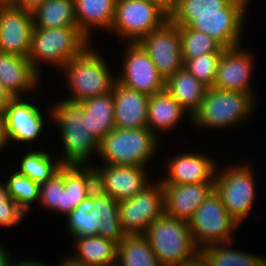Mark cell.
Instances as JSON below:
<instances>
[{"label":"cell","instance_id":"6da1fadb","mask_svg":"<svg viewBox=\"0 0 266 266\" xmlns=\"http://www.w3.org/2000/svg\"><path fill=\"white\" fill-rule=\"evenodd\" d=\"M61 101L49 107V119L58 125L63 156L62 166L94 164L91 155H98L99 141L88 131L86 116L78 102ZM51 117V118H50ZM89 160V161H88Z\"/></svg>","mask_w":266,"mask_h":266},{"label":"cell","instance_id":"7a4b0ae2","mask_svg":"<svg viewBox=\"0 0 266 266\" xmlns=\"http://www.w3.org/2000/svg\"><path fill=\"white\" fill-rule=\"evenodd\" d=\"M89 45L80 55L72 58L61 69L70 94L65 100L81 102L87 98L112 92L117 75L101 54ZM70 95V96H69Z\"/></svg>","mask_w":266,"mask_h":266},{"label":"cell","instance_id":"3957f363","mask_svg":"<svg viewBox=\"0 0 266 266\" xmlns=\"http://www.w3.org/2000/svg\"><path fill=\"white\" fill-rule=\"evenodd\" d=\"M92 43L78 28L66 26L58 28L34 27L28 60L41 75L42 63L59 71L72 58L80 55Z\"/></svg>","mask_w":266,"mask_h":266},{"label":"cell","instance_id":"277c9868","mask_svg":"<svg viewBox=\"0 0 266 266\" xmlns=\"http://www.w3.org/2000/svg\"><path fill=\"white\" fill-rule=\"evenodd\" d=\"M144 236L161 266H186L200 256L186 220L164 213L148 227Z\"/></svg>","mask_w":266,"mask_h":266},{"label":"cell","instance_id":"5b68a950","mask_svg":"<svg viewBox=\"0 0 266 266\" xmlns=\"http://www.w3.org/2000/svg\"><path fill=\"white\" fill-rule=\"evenodd\" d=\"M256 101L247 93L222 91L210 87L199 109L191 116V123L198 130L237 127L245 121H250V117L256 111Z\"/></svg>","mask_w":266,"mask_h":266},{"label":"cell","instance_id":"8992f818","mask_svg":"<svg viewBox=\"0 0 266 266\" xmlns=\"http://www.w3.org/2000/svg\"><path fill=\"white\" fill-rule=\"evenodd\" d=\"M160 138L148 127L124 129L115 127L99 142L98 155L107 165L147 167L160 150Z\"/></svg>","mask_w":266,"mask_h":266},{"label":"cell","instance_id":"52a82bcc","mask_svg":"<svg viewBox=\"0 0 266 266\" xmlns=\"http://www.w3.org/2000/svg\"><path fill=\"white\" fill-rule=\"evenodd\" d=\"M220 170L216 168L214 175V190L230 216L240 225L251 214L250 210L256 203V177L254 167L244 160ZM253 167V168H252ZM219 171V172H218Z\"/></svg>","mask_w":266,"mask_h":266},{"label":"cell","instance_id":"ba28073f","mask_svg":"<svg viewBox=\"0 0 266 266\" xmlns=\"http://www.w3.org/2000/svg\"><path fill=\"white\" fill-rule=\"evenodd\" d=\"M169 15L150 0H116L110 33L127 43H138L160 28Z\"/></svg>","mask_w":266,"mask_h":266},{"label":"cell","instance_id":"9c48e42d","mask_svg":"<svg viewBox=\"0 0 266 266\" xmlns=\"http://www.w3.org/2000/svg\"><path fill=\"white\" fill-rule=\"evenodd\" d=\"M188 224L199 249L211 244L234 242L233 232L240 226L227 212L215 190L194 212Z\"/></svg>","mask_w":266,"mask_h":266},{"label":"cell","instance_id":"30bf717a","mask_svg":"<svg viewBox=\"0 0 266 266\" xmlns=\"http://www.w3.org/2000/svg\"><path fill=\"white\" fill-rule=\"evenodd\" d=\"M152 181L130 199L118 201V213L125 235H144L164 211L162 182Z\"/></svg>","mask_w":266,"mask_h":266},{"label":"cell","instance_id":"8fae6325","mask_svg":"<svg viewBox=\"0 0 266 266\" xmlns=\"http://www.w3.org/2000/svg\"><path fill=\"white\" fill-rule=\"evenodd\" d=\"M250 1L230 0L223 7V14L194 15L188 27L207 34L224 49L242 46L243 26Z\"/></svg>","mask_w":266,"mask_h":266},{"label":"cell","instance_id":"7c38bea8","mask_svg":"<svg viewBox=\"0 0 266 266\" xmlns=\"http://www.w3.org/2000/svg\"><path fill=\"white\" fill-rule=\"evenodd\" d=\"M122 72L117 82L122 86L148 96L165 89V80L139 43H125Z\"/></svg>","mask_w":266,"mask_h":266},{"label":"cell","instance_id":"4fadbf2b","mask_svg":"<svg viewBox=\"0 0 266 266\" xmlns=\"http://www.w3.org/2000/svg\"><path fill=\"white\" fill-rule=\"evenodd\" d=\"M26 98L28 96L12 98L2 113L7 147L15 141L33 144L44 131L46 121L43 111Z\"/></svg>","mask_w":266,"mask_h":266},{"label":"cell","instance_id":"5bb4252c","mask_svg":"<svg viewBox=\"0 0 266 266\" xmlns=\"http://www.w3.org/2000/svg\"><path fill=\"white\" fill-rule=\"evenodd\" d=\"M166 81L183 68L178 26L167 20L138 42Z\"/></svg>","mask_w":266,"mask_h":266},{"label":"cell","instance_id":"9a60e30c","mask_svg":"<svg viewBox=\"0 0 266 266\" xmlns=\"http://www.w3.org/2000/svg\"><path fill=\"white\" fill-rule=\"evenodd\" d=\"M242 48L238 46L223 51L213 87L222 91L247 93L255 99L257 93L252 83L255 55Z\"/></svg>","mask_w":266,"mask_h":266},{"label":"cell","instance_id":"2e32d148","mask_svg":"<svg viewBox=\"0 0 266 266\" xmlns=\"http://www.w3.org/2000/svg\"><path fill=\"white\" fill-rule=\"evenodd\" d=\"M33 29L32 12L0 5V52L28 57Z\"/></svg>","mask_w":266,"mask_h":266},{"label":"cell","instance_id":"e0dca14e","mask_svg":"<svg viewBox=\"0 0 266 266\" xmlns=\"http://www.w3.org/2000/svg\"><path fill=\"white\" fill-rule=\"evenodd\" d=\"M168 161L165 176L159 178L163 184L214 183L218 162L207 154L185 151Z\"/></svg>","mask_w":266,"mask_h":266},{"label":"cell","instance_id":"ac0fdd59","mask_svg":"<svg viewBox=\"0 0 266 266\" xmlns=\"http://www.w3.org/2000/svg\"><path fill=\"white\" fill-rule=\"evenodd\" d=\"M97 167L104 178L107 195L117 201L132 198L153 181L148 176V167L107 164Z\"/></svg>","mask_w":266,"mask_h":266},{"label":"cell","instance_id":"d6986e66","mask_svg":"<svg viewBox=\"0 0 266 266\" xmlns=\"http://www.w3.org/2000/svg\"><path fill=\"white\" fill-rule=\"evenodd\" d=\"M0 81L12 98L25 97L30 91L36 93L42 82L27 57L3 52H0Z\"/></svg>","mask_w":266,"mask_h":266},{"label":"cell","instance_id":"ffe728a7","mask_svg":"<svg viewBox=\"0 0 266 266\" xmlns=\"http://www.w3.org/2000/svg\"><path fill=\"white\" fill-rule=\"evenodd\" d=\"M164 211L168 216L189 221L214 190V183L163 184Z\"/></svg>","mask_w":266,"mask_h":266},{"label":"cell","instance_id":"44dd1931","mask_svg":"<svg viewBox=\"0 0 266 266\" xmlns=\"http://www.w3.org/2000/svg\"><path fill=\"white\" fill-rule=\"evenodd\" d=\"M115 127L124 129L147 128V111L150 96L128 89L118 82L112 90Z\"/></svg>","mask_w":266,"mask_h":266},{"label":"cell","instance_id":"7402d4cb","mask_svg":"<svg viewBox=\"0 0 266 266\" xmlns=\"http://www.w3.org/2000/svg\"><path fill=\"white\" fill-rule=\"evenodd\" d=\"M188 112L164 89L150 96L148 101L147 121L148 128L160 138L159 133H169L176 129L183 115ZM169 130V131H168ZM158 131V132H157ZM161 131V132H160Z\"/></svg>","mask_w":266,"mask_h":266},{"label":"cell","instance_id":"603a6c76","mask_svg":"<svg viewBox=\"0 0 266 266\" xmlns=\"http://www.w3.org/2000/svg\"><path fill=\"white\" fill-rule=\"evenodd\" d=\"M115 4L116 0H74L77 26L91 42L94 30L110 31Z\"/></svg>","mask_w":266,"mask_h":266},{"label":"cell","instance_id":"cb8c5ba5","mask_svg":"<svg viewBox=\"0 0 266 266\" xmlns=\"http://www.w3.org/2000/svg\"><path fill=\"white\" fill-rule=\"evenodd\" d=\"M91 236H101L117 245L125 236L118 213V201L107 195L93 199L90 211Z\"/></svg>","mask_w":266,"mask_h":266},{"label":"cell","instance_id":"d4e9b609","mask_svg":"<svg viewBox=\"0 0 266 266\" xmlns=\"http://www.w3.org/2000/svg\"><path fill=\"white\" fill-rule=\"evenodd\" d=\"M208 87L186 69L174 73L165 81V90L192 116L200 107Z\"/></svg>","mask_w":266,"mask_h":266},{"label":"cell","instance_id":"484cf974","mask_svg":"<svg viewBox=\"0 0 266 266\" xmlns=\"http://www.w3.org/2000/svg\"><path fill=\"white\" fill-rule=\"evenodd\" d=\"M82 106L88 131L100 142L115 128L112 92L78 102Z\"/></svg>","mask_w":266,"mask_h":266},{"label":"cell","instance_id":"4316f807","mask_svg":"<svg viewBox=\"0 0 266 266\" xmlns=\"http://www.w3.org/2000/svg\"><path fill=\"white\" fill-rule=\"evenodd\" d=\"M75 260L90 266H116L117 244L101 236L77 237L73 242Z\"/></svg>","mask_w":266,"mask_h":266},{"label":"cell","instance_id":"83f0119b","mask_svg":"<svg viewBox=\"0 0 266 266\" xmlns=\"http://www.w3.org/2000/svg\"><path fill=\"white\" fill-rule=\"evenodd\" d=\"M232 243L207 245L200 249V256L209 266H266V256L234 249Z\"/></svg>","mask_w":266,"mask_h":266},{"label":"cell","instance_id":"f1b7e54d","mask_svg":"<svg viewBox=\"0 0 266 266\" xmlns=\"http://www.w3.org/2000/svg\"><path fill=\"white\" fill-rule=\"evenodd\" d=\"M116 266H161L144 235H125L117 245Z\"/></svg>","mask_w":266,"mask_h":266},{"label":"cell","instance_id":"f546056e","mask_svg":"<svg viewBox=\"0 0 266 266\" xmlns=\"http://www.w3.org/2000/svg\"><path fill=\"white\" fill-rule=\"evenodd\" d=\"M34 27L77 26L74 0H45L32 11Z\"/></svg>","mask_w":266,"mask_h":266},{"label":"cell","instance_id":"4dcf8cb0","mask_svg":"<svg viewBox=\"0 0 266 266\" xmlns=\"http://www.w3.org/2000/svg\"><path fill=\"white\" fill-rule=\"evenodd\" d=\"M52 155L45 150L31 149L26 151L19 160L17 170L39 185L45 183L62 167L60 160L51 157ZM57 159V160H56Z\"/></svg>","mask_w":266,"mask_h":266},{"label":"cell","instance_id":"1f68e13d","mask_svg":"<svg viewBox=\"0 0 266 266\" xmlns=\"http://www.w3.org/2000/svg\"><path fill=\"white\" fill-rule=\"evenodd\" d=\"M230 0H178L169 20L177 26H188L194 15L223 14V7Z\"/></svg>","mask_w":266,"mask_h":266},{"label":"cell","instance_id":"d6a6232c","mask_svg":"<svg viewBox=\"0 0 266 266\" xmlns=\"http://www.w3.org/2000/svg\"><path fill=\"white\" fill-rule=\"evenodd\" d=\"M86 198L84 165L64 166V191L59 214L67 216Z\"/></svg>","mask_w":266,"mask_h":266},{"label":"cell","instance_id":"836d02e7","mask_svg":"<svg viewBox=\"0 0 266 266\" xmlns=\"http://www.w3.org/2000/svg\"><path fill=\"white\" fill-rule=\"evenodd\" d=\"M182 60H189L206 53H223L225 50L217 41L207 34L190 29L188 26H178Z\"/></svg>","mask_w":266,"mask_h":266},{"label":"cell","instance_id":"e575fe53","mask_svg":"<svg viewBox=\"0 0 266 266\" xmlns=\"http://www.w3.org/2000/svg\"><path fill=\"white\" fill-rule=\"evenodd\" d=\"M5 181L9 197L14 200L18 206L29 213L33 203L39 202L40 185L17 170L10 173ZM32 204V205H31Z\"/></svg>","mask_w":266,"mask_h":266},{"label":"cell","instance_id":"d590c367","mask_svg":"<svg viewBox=\"0 0 266 266\" xmlns=\"http://www.w3.org/2000/svg\"><path fill=\"white\" fill-rule=\"evenodd\" d=\"M221 55L222 53H206L189 60H183V68L206 87H213Z\"/></svg>","mask_w":266,"mask_h":266},{"label":"cell","instance_id":"8d00e7d4","mask_svg":"<svg viewBox=\"0 0 266 266\" xmlns=\"http://www.w3.org/2000/svg\"><path fill=\"white\" fill-rule=\"evenodd\" d=\"M62 191H64V166L45 183L40 184L39 202L44 210L59 214V206H62Z\"/></svg>","mask_w":266,"mask_h":266},{"label":"cell","instance_id":"74e56055","mask_svg":"<svg viewBox=\"0 0 266 266\" xmlns=\"http://www.w3.org/2000/svg\"><path fill=\"white\" fill-rule=\"evenodd\" d=\"M93 199L86 198L66 216L68 233L72 238L91 236L90 211Z\"/></svg>","mask_w":266,"mask_h":266},{"label":"cell","instance_id":"f35d334b","mask_svg":"<svg viewBox=\"0 0 266 266\" xmlns=\"http://www.w3.org/2000/svg\"><path fill=\"white\" fill-rule=\"evenodd\" d=\"M25 212L12 200L7 192L4 182H0V226L13 227L17 226L24 220Z\"/></svg>","mask_w":266,"mask_h":266},{"label":"cell","instance_id":"ab89813d","mask_svg":"<svg viewBox=\"0 0 266 266\" xmlns=\"http://www.w3.org/2000/svg\"><path fill=\"white\" fill-rule=\"evenodd\" d=\"M84 182L87 198L98 199L107 196L104 178L96 164L84 165Z\"/></svg>","mask_w":266,"mask_h":266},{"label":"cell","instance_id":"60d3db41","mask_svg":"<svg viewBox=\"0 0 266 266\" xmlns=\"http://www.w3.org/2000/svg\"><path fill=\"white\" fill-rule=\"evenodd\" d=\"M45 0H14L10 6L27 10L34 11L38 6H40Z\"/></svg>","mask_w":266,"mask_h":266},{"label":"cell","instance_id":"b9f144b4","mask_svg":"<svg viewBox=\"0 0 266 266\" xmlns=\"http://www.w3.org/2000/svg\"><path fill=\"white\" fill-rule=\"evenodd\" d=\"M157 4L168 15L175 9L178 0H150Z\"/></svg>","mask_w":266,"mask_h":266},{"label":"cell","instance_id":"7bdbcfd3","mask_svg":"<svg viewBox=\"0 0 266 266\" xmlns=\"http://www.w3.org/2000/svg\"><path fill=\"white\" fill-rule=\"evenodd\" d=\"M12 97L10 94L6 91V89L3 87L1 81H0V114H2L5 110V107L10 102Z\"/></svg>","mask_w":266,"mask_h":266},{"label":"cell","instance_id":"ee69618b","mask_svg":"<svg viewBox=\"0 0 266 266\" xmlns=\"http://www.w3.org/2000/svg\"><path fill=\"white\" fill-rule=\"evenodd\" d=\"M10 266H48L46 265L44 262L42 263L41 261L35 260L34 258L31 260L29 259H20L19 261L16 259V261H14V259L12 260Z\"/></svg>","mask_w":266,"mask_h":266},{"label":"cell","instance_id":"f6af8a7d","mask_svg":"<svg viewBox=\"0 0 266 266\" xmlns=\"http://www.w3.org/2000/svg\"><path fill=\"white\" fill-rule=\"evenodd\" d=\"M58 266H90V265L83 263V262H80L78 260H75L72 257V255H70V256L67 255L65 258H61V261L59 260Z\"/></svg>","mask_w":266,"mask_h":266},{"label":"cell","instance_id":"bcb514c9","mask_svg":"<svg viewBox=\"0 0 266 266\" xmlns=\"http://www.w3.org/2000/svg\"><path fill=\"white\" fill-rule=\"evenodd\" d=\"M4 246L0 245V266H10L12 262V256Z\"/></svg>","mask_w":266,"mask_h":266},{"label":"cell","instance_id":"7dc6e473","mask_svg":"<svg viewBox=\"0 0 266 266\" xmlns=\"http://www.w3.org/2000/svg\"><path fill=\"white\" fill-rule=\"evenodd\" d=\"M6 146H7V141L4 134L3 117L2 114H0V151H2Z\"/></svg>","mask_w":266,"mask_h":266},{"label":"cell","instance_id":"c3c4849f","mask_svg":"<svg viewBox=\"0 0 266 266\" xmlns=\"http://www.w3.org/2000/svg\"><path fill=\"white\" fill-rule=\"evenodd\" d=\"M186 266H209V265L204 261V259L201 256H199L195 260L188 263Z\"/></svg>","mask_w":266,"mask_h":266},{"label":"cell","instance_id":"681fc988","mask_svg":"<svg viewBox=\"0 0 266 266\" xmlns=\"http://www.w3.org/2000/svg\"><path fill=\"white\" fill-rule=\"evenodd\" d=\"M14 0H0V5H10Z\"/></svg>","mask_w":266,"mask_h":266}]
</instances>
